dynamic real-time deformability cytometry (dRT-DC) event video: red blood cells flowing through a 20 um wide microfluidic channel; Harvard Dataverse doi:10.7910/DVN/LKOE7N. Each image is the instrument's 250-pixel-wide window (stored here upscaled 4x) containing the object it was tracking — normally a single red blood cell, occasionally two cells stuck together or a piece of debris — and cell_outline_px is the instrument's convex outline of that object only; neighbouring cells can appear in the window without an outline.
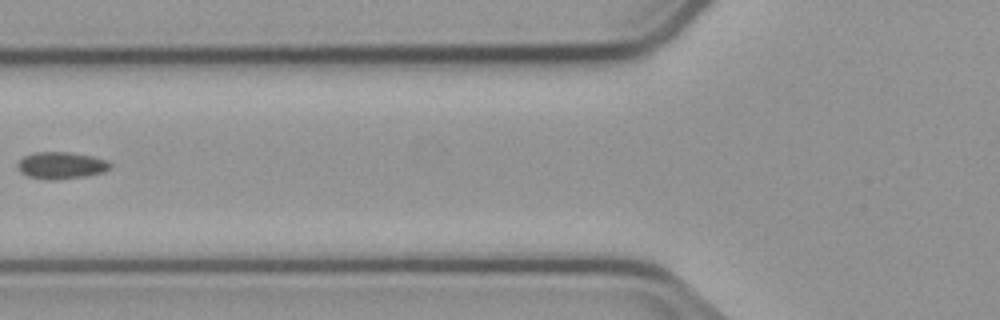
{"species": "common noctule bat (a hibernating species)", "species_latin": "Nyctalus noctula", "temperature_condition": "cold", "stored_images_in_passage": 4, "camera_frame_rate_fps": 3000, "um_per_image_px": 0.085, "animal": {"sex": "male", "body_mass_g": 23.1, "forearm_length_mm": 52.7}, "frame": {"image": 1, "passage_image": 3, "time_ms": 2.333, "image_size_px": [1000, 320], "cell_outline_px": [[112, 164], [104, 172], [84, 176], [52, 180], [44, 180], [28, 176], [20, 172], [16, 168], [16, 164], [24, 156], [36, 152], [68, 152], [92, 156], [108, 160]], "centroid_in_image_um": [5.17, 14.06], "position_along_channel_um": 120.6, "area_um2": 14.57}}
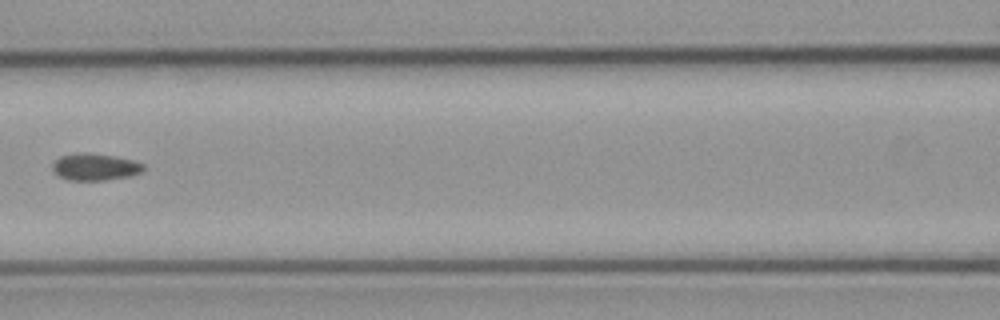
{"frame": {"image": 2, "passage_image": 4, "time_ms": 3.333, "image_size_px": [1000, 320], "cell_outline_px": [[144, 168], [140, 172], [128, 176], [104, 180], [68, 180], [60, 176], [52, 168], [52, 164], [60, 156], [76, 152], [84, 152], [112, 156], [132, 160], [144, 164]], "centroid_in_image_um": [8.05, 14.18], "position_along_channel_um": 158.6, "area_um2": 14.05}}